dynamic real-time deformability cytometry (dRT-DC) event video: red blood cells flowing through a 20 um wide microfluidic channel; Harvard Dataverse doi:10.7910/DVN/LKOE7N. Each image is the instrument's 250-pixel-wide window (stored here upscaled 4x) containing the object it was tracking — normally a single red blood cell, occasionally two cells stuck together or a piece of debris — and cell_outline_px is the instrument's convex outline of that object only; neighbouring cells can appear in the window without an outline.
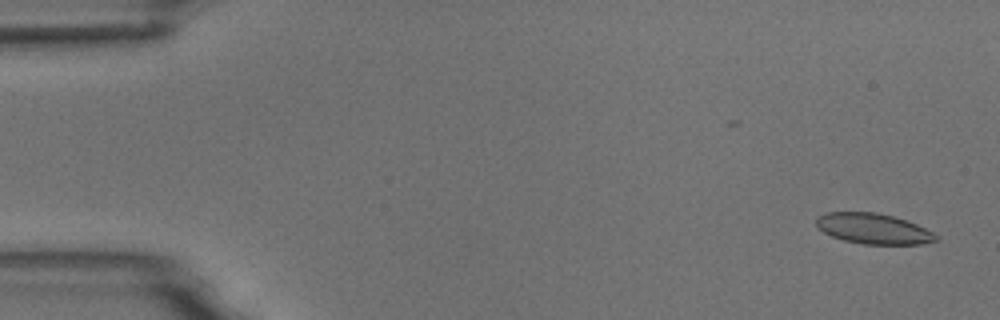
{"species": "common noctule bat (a hibernating species)", "species_latin": "Nyctalus noctula", "temperature_condition": "room temperature", "stored_images_in_passage": 9, "camera_frame_rate_fps": 3000, "um_per_image_px": 0.085, "animal": {"sex": "male", "body_mass_g": 18.8}, "frame": {"image": 1, "passage_image": 1, "time_ms": 0.0, "image_size_px": [1000, 320], "cell_outline_px": [[940, 240], [920, 244], [860, 244], [844, 240], [832, 236], [824, 232], [816, 224], [816, 216], [824, 212], [876, 212], [892, 216], [916, 224], [940, 236]], "centroid_in_image_um": [74.23, 19.44], "position_along_channel_um": 10.8, "area_um2": 21.27}}